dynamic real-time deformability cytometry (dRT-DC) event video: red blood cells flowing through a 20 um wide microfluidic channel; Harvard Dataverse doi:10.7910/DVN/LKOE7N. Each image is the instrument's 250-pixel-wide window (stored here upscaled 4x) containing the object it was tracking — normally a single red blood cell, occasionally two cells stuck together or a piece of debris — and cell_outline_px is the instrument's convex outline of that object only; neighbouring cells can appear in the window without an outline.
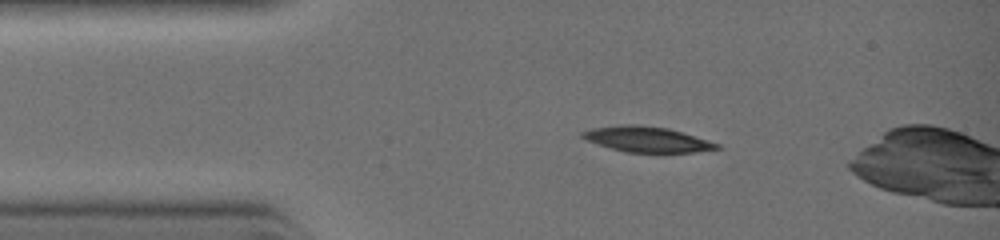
{"species": "common noctule bat (a hibernating species)", "species_latin": "Nyctalus noctula", "temperature_condition": "warm", "stored_images_in_passage": 28, "camera_frame_rate_fps": 3000, "um_per_image_px": 0.085, "animal": {"sex": "female", "body_mass_g": 19.0, "forearm_length_mm": 51.5}, "frame": {"image": 1, "passage_image": 5, "time_ms": 1.333, "image_size_px": [1000, 240], "cell_outline_px": [[724, 148], [696, 152], [628, 152], [612, 148], [588, 140], [580, 136], [580, 132], [592, 128], [620, 124], [632, 124], [668, 128], [708, 140], [720, 144]], "centroid_in_image_um": [55.03, 11.83], "position_along_channel_um": 30.0, "area_um2": 19.77}}
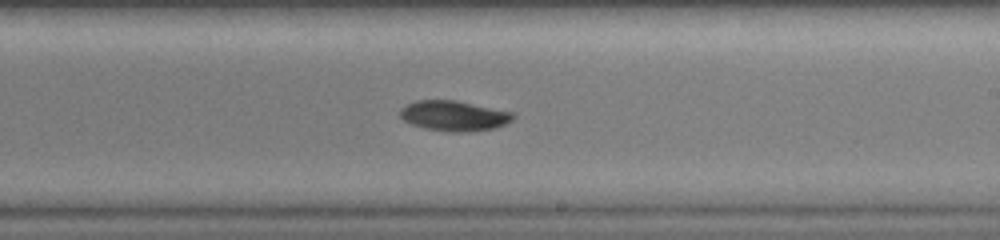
{"frame": {"image": 2, "passage_image": 18, "time_ms": 5.667, "image_size_px": [1000, 240], "cell_outline_px": [[516, 116], [512, 120], [496, 128], [468, 132], [448, 132], [424, 128], [412, 124], [404, 120], [400, 116], [400, 108], [416, 100], [456, 100], [516, 112]], "centroid_in_image_um": [38.63, 9.84], "position_along_channel_um": 250.4, "area_um2": 20.17}}
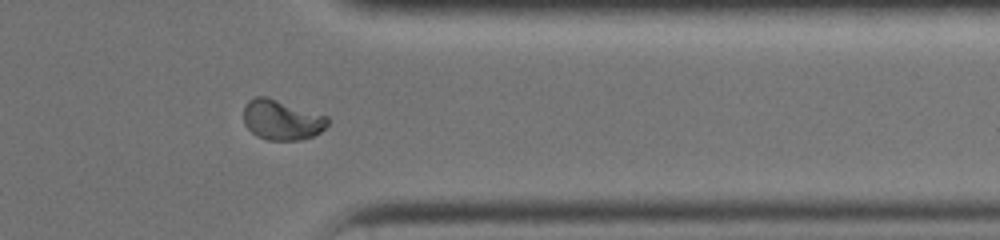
{"frame": {"image": 3, "passage_image": 25, "time_ms": 8.0, "image_size_px": [1000, 240], "cell_outline_px": [[328, 124], [320, 132], [312, 136], [300, 140], [268, 140], [256, 136], [244, 124], [244, 108], [248, 100], [256, 96], [268, 96], [328, 116]], "centroid_in_image_um": [23.94, 10.18], "position_along_channel_um": 387.5, "area_um2": 19.77}}